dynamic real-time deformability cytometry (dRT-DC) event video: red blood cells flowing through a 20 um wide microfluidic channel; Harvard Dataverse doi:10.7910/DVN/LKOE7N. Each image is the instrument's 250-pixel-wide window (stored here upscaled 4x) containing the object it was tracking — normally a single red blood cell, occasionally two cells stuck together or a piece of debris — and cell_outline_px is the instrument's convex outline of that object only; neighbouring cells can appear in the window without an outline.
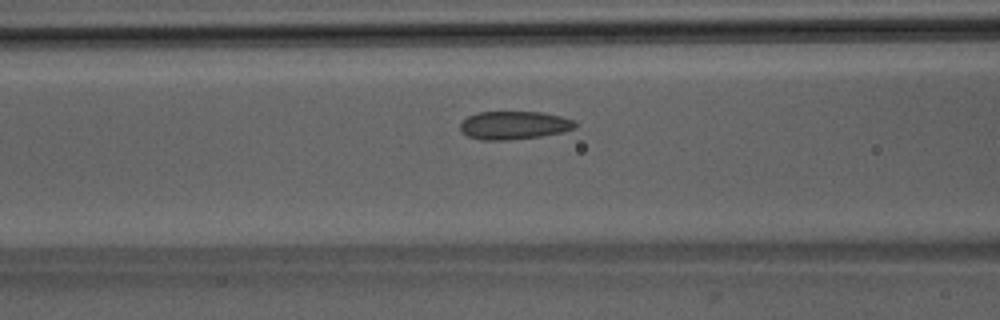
{"species": "Egyptian fruit bat (a non-hibernating species)", "species_latin": "Rousettus aegyptiacus", "temperature_condition": "room temperature", "stored_images_in_passage": 37, "camera_frame_rate_fps": 3000, "um_per_image_px": 0.085, "animal": {"sex": "male"}, "frame": {"image": 1, "passage_image": 7, "time_ms": 2.0, "image_size_px": [1000, 320], "cell_outline_px": [[576, 128], [564, 132], [540, 136], [508, 140], [480, 140], [468, 136], [460, 132], [460, 124], [468, 116], [476, 112], [540, 112], [560, 116], [576, 120]], "centroid_in_image_um": [43.69, 10.65], "position_along_channel_um": 122.9, "area_um2": 19.02}}
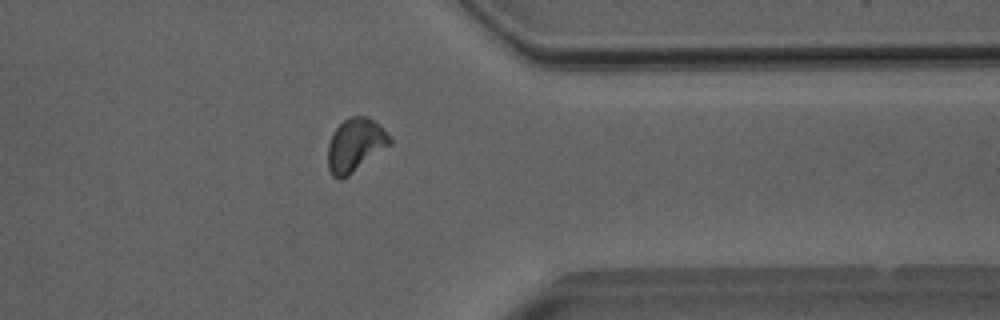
{"frame": {"image": 2, "passage_image": 27, "time_ms": 8.667, "image_size_px": [1000, 320], "cell_outline_px": [[392, 140], [388, 144], [348, 176], [340, 180], [336, 180], [332, 176], [328, 168], [328, 144], [332, 132], [344, 120], [352, 116], [368, 116]], "centroid_in_image_um": [30.1, 12.35], "position_along_channel_um": 381.3, "area_um2": 18.61}}
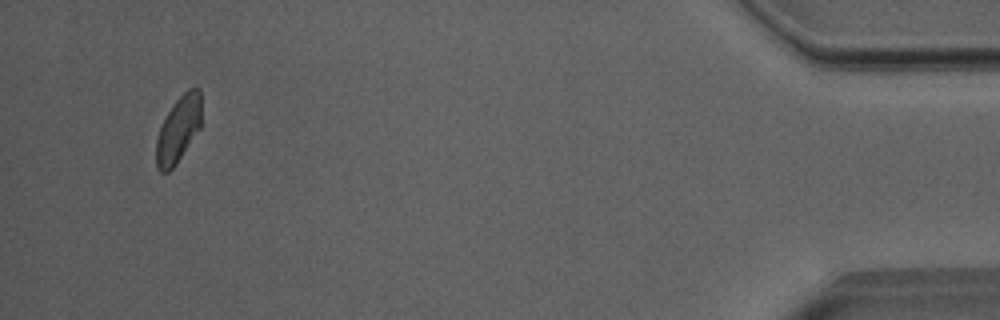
{"frame": {"image": 3, "passage_image": 35, "time_ms": 11.333, "image_size_px": [1000, 320], "cell_outline_px": [[200, 128], [176, 164], [168, 172], [160, 172], [156, 168], [156, 140], [160, 128], [168, 112], [176, 100], [188, 88], [200, 88]], "centroid_in_image_um": [15.15, 11.02], "position_along_channel_um": 420.1, "area_um2": 17.17}, "authors_computed_cell_mechanics": {"area_um2": 18.6116, "velocity_mm_per_s": 3.9931, "shape_relaxation_time_tau1_ms": 6.6402, "shape_relaxation_time_tau2_ms": 1.0637, "deformation_change_tau1": 0.1067, "deformation_change_tau2": 0.0488}}